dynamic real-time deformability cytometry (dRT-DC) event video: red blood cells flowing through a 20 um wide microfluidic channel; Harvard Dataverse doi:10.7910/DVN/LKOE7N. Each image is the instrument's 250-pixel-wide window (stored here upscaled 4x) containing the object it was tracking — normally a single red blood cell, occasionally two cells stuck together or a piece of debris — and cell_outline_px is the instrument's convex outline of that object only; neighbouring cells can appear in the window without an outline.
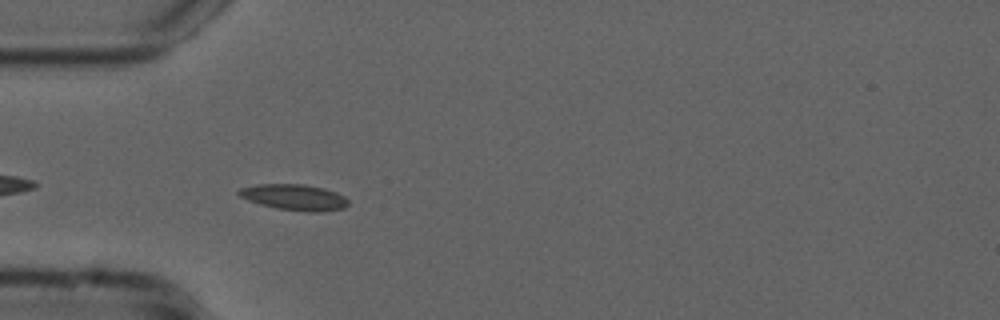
{"species": "common noctule bat (a hibernating species)", "species_latin": "Nyctalus noctula", "temperature_condition": "cold", "stored_images_in_passage": 33, "camera_frame_rate_fps": 3000, "um_per_image_px": 0.085, "animal": {"sex": "male", "forearm_length_mm": 52.5}, "frame": {"image": 1, "passage_image": 3, "time_ms": 0.667, "image_size_px": [1000, 320], "cell_outline_px": [[348, 204], [344, 208], [320, 212], [308, 212], [276, 208], [260, 204], [248, 200], [240, 196], [236, 192], [240, 188], [256, 184], [304, 184], [324, 188], [336, 192], [344, 196], [348, 200]], "centroid_in_image_um": [25.02, 16.76], "position_along_channel_um": 60.0, "area_um2": 16.59}}
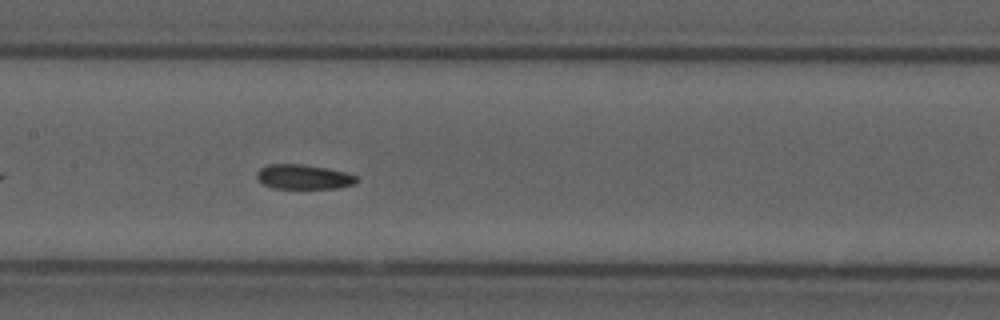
{"frame": {"image": 2, "passage_image": 13, "time_ms": 4.0, "image_size_px": [1000, 320], "cell_outline_px": [[360, 180], [356, 184], [336, 188], [272, 188], [264, 184], [256, 176], [256, 172], [260, 168], [268, 164], [304, 164], [344, 172], [356, 176]], "centroid_in_image_um": [25.81, 15.03], "position_along_channel_um": 181.6, "area_um2": 14.28}}
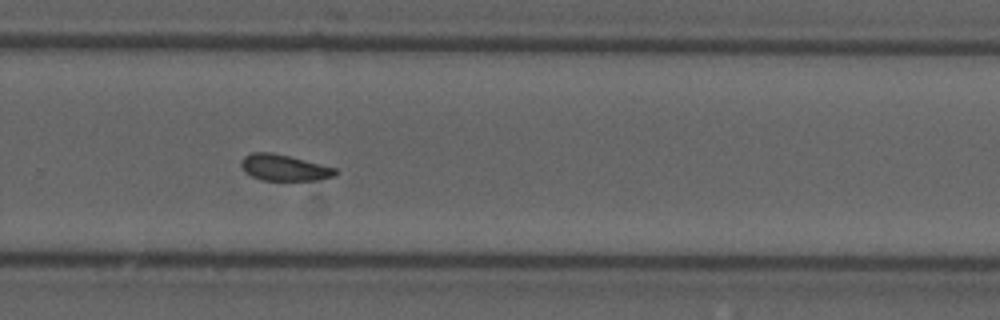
{"frame": {"image": 3, "passage_image": 23, "time_ms": 7.333, "image_size_px": [1000, 320], "cell_outline_px": [[336, 176], [320, 180], [260, 180], [244, 172], [240, 164], [244, 156], [252, 152], [272, 152], [336, 168]], "centroid_in_image_um": [24.13, 14.26], "position_along_channel_um": 305.7, "area_um2": 14.33}, "authors_computed_cell_mechanics": {"area_um2": 15.028, "velocity_mm_per_s": 3.7402, "shape_relaxation_time_tau1_ms": null, "shape_relaxation_time_tau2_ms": 2.8947, "deformation_change_tau1": null, "deformation_change_tau2": 0.0847}}